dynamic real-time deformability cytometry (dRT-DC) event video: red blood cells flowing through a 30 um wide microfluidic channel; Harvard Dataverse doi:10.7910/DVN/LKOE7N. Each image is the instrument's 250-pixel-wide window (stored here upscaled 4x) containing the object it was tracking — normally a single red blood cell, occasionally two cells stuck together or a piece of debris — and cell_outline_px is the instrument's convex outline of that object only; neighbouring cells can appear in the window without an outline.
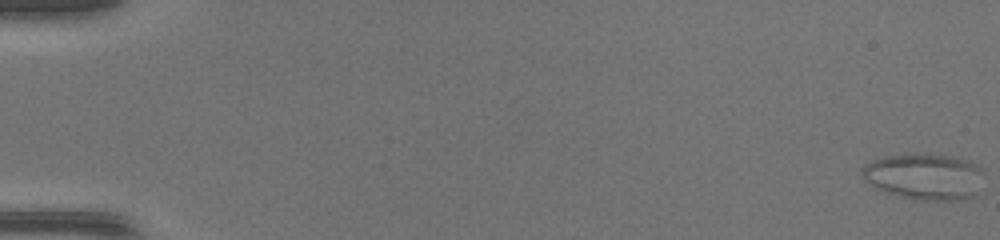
{"species": "common noctule bat (a hibernating species)", "species_latin": "Nyctalus noctula", "temperature_condition": "warm", "stored_images_in_passage": 50, "camera_frame_rate_fps": 3000, "um_per_image_px": 0.085, "animal": {"sex": "female", "body_mass_g": 17.0, "forearm_length_mm": 48.0}, "frame": {"image": 1, "passage_image": 1, "time_ms": 0.0, "image_size_px": [1000, 240], "cell_outline_px": [[984, 172], [976, 192], [972, 196], [964, 200], [924, 200], [904, 196], [888, 192], [864, 180], [860, 176], [860, 168], [864, 164], [872, 160], [884, 156], [916, 152], [952, 156], [968, 160], [980, 164]], "centroid_in_image_um": [78.58, 14.96], "position_along_channel_um": 6.4, "area_um2": 33.12}}
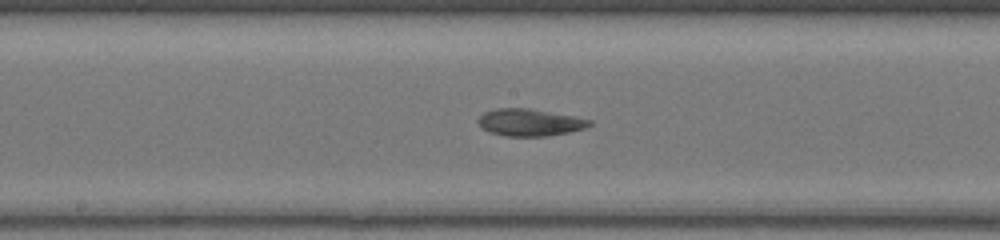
{"frame": {"image": 2, "passage_image": 28, "time_ms": 9.0, "image_size_px": [1000, 240], "cell_outline_px": [[592, 124], [584, 128], [568, 132], [544, 136], [504, 136], [480, 128], [476, 120], [484, 112], [496, 108], [528, 108], [576, 116], [592, 120]], "centroid_in_image_um": [45.0, 10.39], "position_along_channel_um": 203.2, "area_um2": 17.63}}
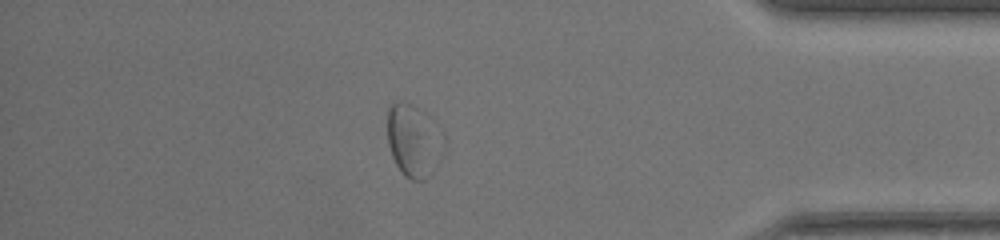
{"frame": {"image": 3, "passage_image": 44, "time_ms": 14.333, "image_size_px": [1000, 240], "cell_outline_px": [[432, 172], [424, 180], [412, 180], [404, 176], [396, 164], [392, 156], [388, 144], [388, 108], [396, 100], [400, 100], [420, 108], [428, 116]], "centroid_in_image_um": [34.83, 11.9], "position_along_channel_um": 400.4, "area_um2": 20.29}, "authors_computed_cell_mechanics": {"area_um2": 20.808, "velocity_mm_per_s": 4.2767, "shape_relaxation_time_tau1_ms": null, "shape_relaxation_time_tau2_ms": 2.3766, "deformation_change_tau1": null, "deformation_change_tau2": 0.1016}}